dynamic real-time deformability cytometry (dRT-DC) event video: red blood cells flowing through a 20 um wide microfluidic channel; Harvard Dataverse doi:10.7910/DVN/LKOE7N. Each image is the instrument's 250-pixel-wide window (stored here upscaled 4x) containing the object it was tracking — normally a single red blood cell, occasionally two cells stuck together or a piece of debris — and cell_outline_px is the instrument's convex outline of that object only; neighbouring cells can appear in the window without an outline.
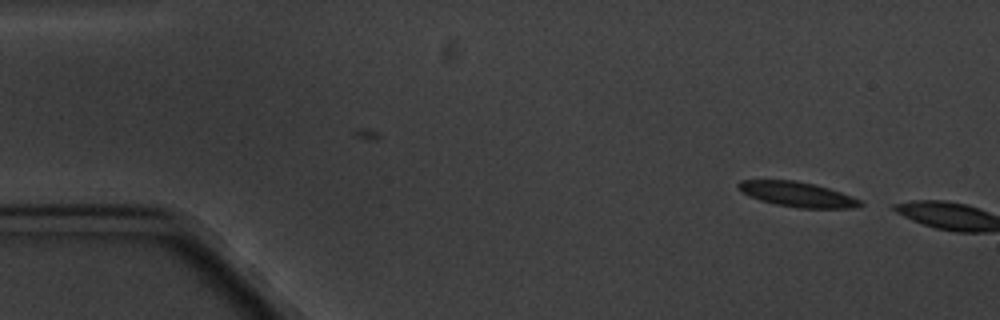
{"species": "common noctule bat (a hibernating species)", "species_latin": "Nyctalus noctula", "temperature_condition": "cold", "stored_images_in_passage": 2, "camera_frame_rate_fps": 3000, "um_per_image_px": 0.085, "animal": {"sex": "male", "body_mass_g": 20.1, "forearm_length_mm": 53.5}, "frame": {"image": 1, "passage_image": 1, "time_ms": 0.0, "image_size_px": [1000, 320], "cell_outline_px": [[864, 204], [852, 208], [800, 208], [776, 204], [760, 200], [744, 192], [736, 184], [740, 180], [796, 180], [816, 184], [852, 196], [860, 200]], "centroid_in_image_um": [67.81, 16.51], "position_along_channel_um": 17.2, "area_um2": 17.51}}